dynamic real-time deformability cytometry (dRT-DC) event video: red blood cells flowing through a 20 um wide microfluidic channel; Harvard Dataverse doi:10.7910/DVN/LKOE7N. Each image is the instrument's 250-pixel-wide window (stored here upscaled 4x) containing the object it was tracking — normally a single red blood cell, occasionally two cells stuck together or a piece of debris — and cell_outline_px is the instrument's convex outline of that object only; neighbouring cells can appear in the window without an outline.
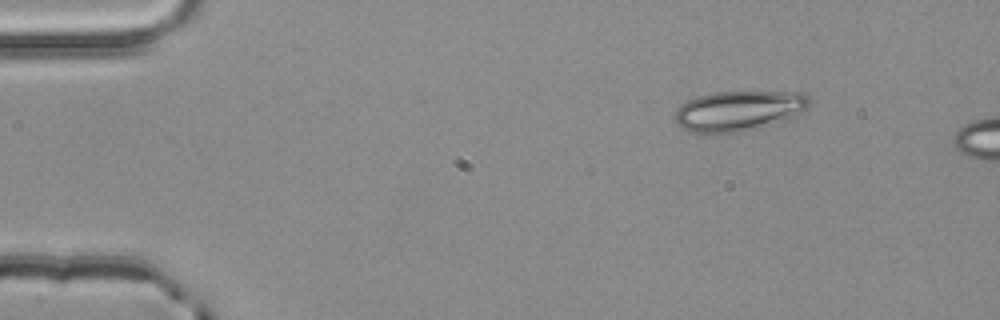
{"species": "common noctule bat (a hibernating species)", "species_latin": "Nyctalus noctula", "temperature_condition": "room temperature", "stored_images_in_passage": 2, "camera_frame_rate_fps": 3000, "um_per_image_px": 0.085, "animal": {"sex": "male", "body_mass_g": 20.4}, "frame": {"image": 1, "passage_image": 1, "time_ms": 0.0, "image_size_px": [1000, 320], "cell_outline_px": [[808, 108], [788, 120], [736, 132], [692, 132], [684, 128], [676, 120], [676, 108], [680, 104], [696, 96], [716, 92], [804, 92], [808, 96]], "centroid_in_image_um": [62.82, 9.39], "position_along_channel_um": 22.2, "area_um2": 31.04}}